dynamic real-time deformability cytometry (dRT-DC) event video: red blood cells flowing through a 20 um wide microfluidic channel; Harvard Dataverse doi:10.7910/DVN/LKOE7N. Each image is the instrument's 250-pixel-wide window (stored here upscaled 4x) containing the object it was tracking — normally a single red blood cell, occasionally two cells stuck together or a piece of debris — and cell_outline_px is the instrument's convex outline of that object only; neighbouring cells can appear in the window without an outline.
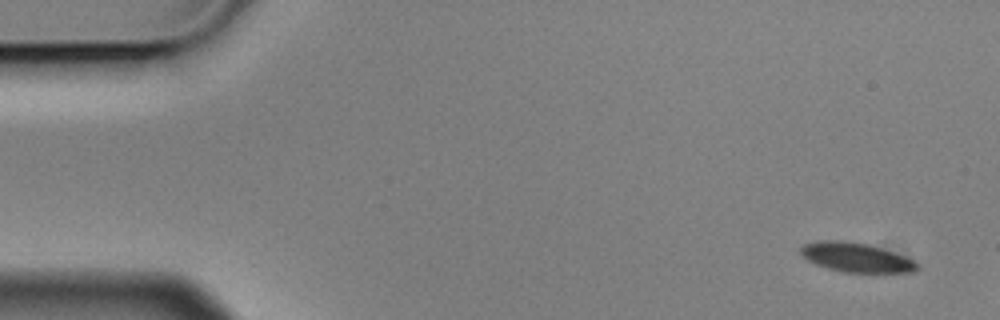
{"species": "Egyptian fruit bat (a non-hibernating species)", "species_latin": "Rousettus aegyptiacus", "temperature_condition": "cold", "stored_images_in_passage": 4, "camera_frame_rate_fps": 3000, "um_per_image_px": 0.085, "animal": {"sex": "male"}, "frame": {"image": 1, "passage_image": 1, "time_ms": 0.0, "image_size_px": [1000, 320], "cell_outline_px": [[920, 268], [912, 272], [844, 272], [828, 268], [816, 264], [808, 260], [800, 252], [800, 248], [804, 244], [816, 240], [840, 240], [868, 244], [916, 260], [920, 264]], "centroid_in_image_um": [72.79, 21.87], "position_along_channel_um": 12.2, "area_um2": 19.83}}